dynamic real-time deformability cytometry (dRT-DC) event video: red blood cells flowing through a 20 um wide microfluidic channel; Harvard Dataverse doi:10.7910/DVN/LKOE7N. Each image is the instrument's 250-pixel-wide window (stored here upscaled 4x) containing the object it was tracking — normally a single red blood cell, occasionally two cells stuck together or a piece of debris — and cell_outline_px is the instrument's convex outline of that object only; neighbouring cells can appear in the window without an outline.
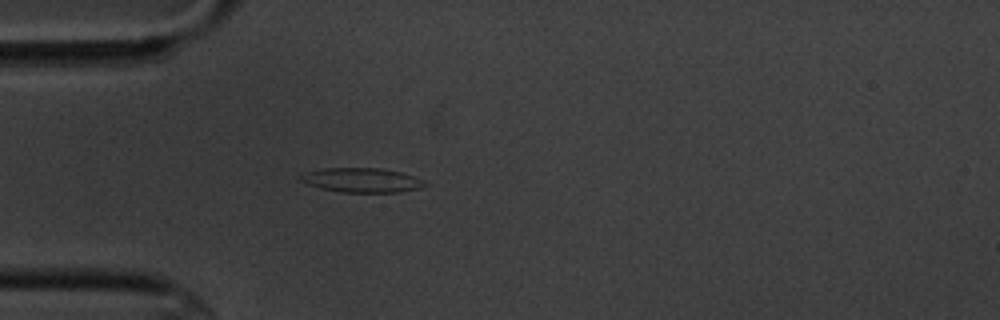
{"species": "common noctule bat (a hibernating species)", "species_latin": "Nyctalus noctula", "temperature_condition": "cold", "stored_images_in_passage": 4, "camera_frame_rate_fps": 3000, "um_per_image_px": 0.085, "animal": {"sex": "male", "body_mass_g": 20.1, "forearm_length_mm": 53.5}, "frame": {"image": 1, "passage_image": 4, "time_ms": 3.667, "image_size_px": [1000, 320], "cell_outline_px": [[428, 184], [420, 188], [400, 192], [340, 192], [320, 188], [308, 184], [300, 180], [300, 176], [308, 172], [324, 168], [384, 168], [400, 172], [424, 180]], "centroid_in_image_um": [30.78, 15.31], "position_along_channel_um": 54.2, "area_um2": 17.57}}